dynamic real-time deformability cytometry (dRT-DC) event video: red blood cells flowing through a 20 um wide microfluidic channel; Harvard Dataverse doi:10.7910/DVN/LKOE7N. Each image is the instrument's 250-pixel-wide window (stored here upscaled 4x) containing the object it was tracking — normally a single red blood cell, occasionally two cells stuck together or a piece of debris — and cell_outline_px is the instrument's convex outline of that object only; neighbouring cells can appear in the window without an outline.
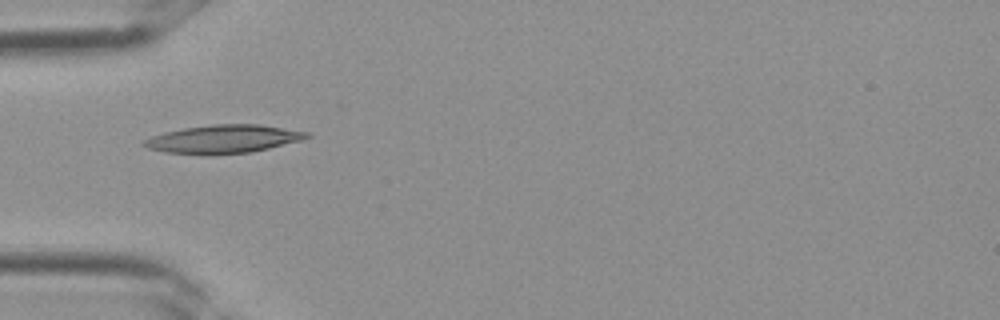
{"species": "Egyptian fruit bat (a non-hibernating species)", "species_latin": "Rousettus aegyptiacus", "temperature_condition": "room temperature", "stored_images_in_passage": 1, "camera_frame_rate_fps": 3000, "um_per_image_px": 0.085, "frame": {"image": 1, "passage_image": 1, "time_ms": 0.0, "image_size_px": [1000, 320], "cell_outline_px": [[312, 136], [304, 140], [252, 152], [212, 156], [164, 152], [148, 148], [140, 144], [144, 140], [152, 136], [164, 132], [184, 128], [212, 124], [260, 124], [308, 132]], "centroid_in_image_um": [18.99, 11.83], "position_along_channel_um": 66.0, "area_um2": 27.28}}